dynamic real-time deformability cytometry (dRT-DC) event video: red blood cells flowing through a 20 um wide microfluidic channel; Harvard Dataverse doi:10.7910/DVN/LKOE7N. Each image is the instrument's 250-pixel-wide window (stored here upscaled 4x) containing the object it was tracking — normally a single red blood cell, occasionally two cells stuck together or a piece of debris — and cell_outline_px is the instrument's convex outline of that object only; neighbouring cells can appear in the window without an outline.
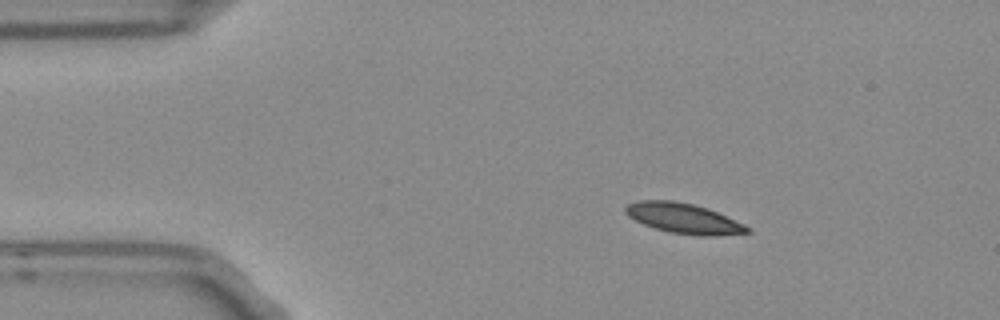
{"species": "Egyptian fruit bat (a non-hibernating species)", "species_latin": "Rousettus aegyptiacus", "temperature_condition": "room temperature", "stored_images_in_passage": 3, "camera_frame_rate_fps": 3000, "um_per_image_px": 0.085, "frame": {"image": 1, "passage_image": 1, "time_ms": 0.0, "image_size_px": [1000, 320], "cell_outline_px": [[752, 232], [712, 236], [704, 236], [672, 232], [656, 228], [644, 224], [628, 216], [624, 212], [624, 208], [628, 204], [640, 200], [672, 200], [692, 204], [708, 208], [744, 224], [752, 228]], "centroid_in_image_um": [58.13, 18.55], "position_along_channel_um": 26.9, "area_um2": 21.21}}
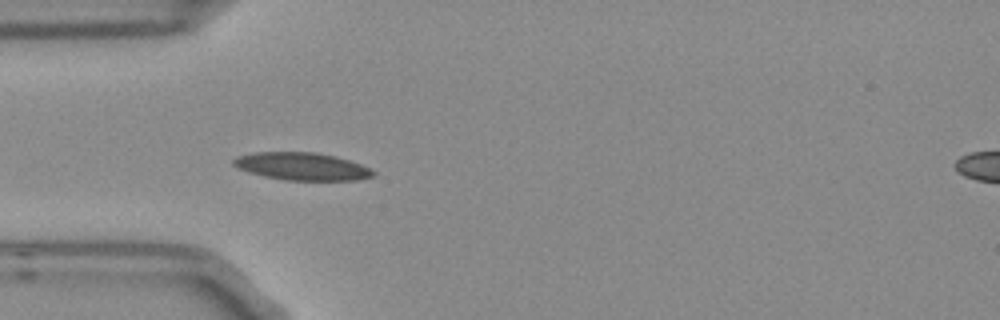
{"frame": {"image": 2, "passage_image": 3, "time_ms": 0.667, "image_size_px": [1000, 320], "cell_outline_px": [[376, 172], [372, 176], [356, 180], [284, 180], [264, 176], [248, 172], [232, 164], [232, 160], [236, 156], [256, 152], [316, 152], [336, 156], [360, 164]], "centroid_in_image_um": [25.64, 14.14], "position_along_channel_um": 59.4, "area_um2": 22.37}}